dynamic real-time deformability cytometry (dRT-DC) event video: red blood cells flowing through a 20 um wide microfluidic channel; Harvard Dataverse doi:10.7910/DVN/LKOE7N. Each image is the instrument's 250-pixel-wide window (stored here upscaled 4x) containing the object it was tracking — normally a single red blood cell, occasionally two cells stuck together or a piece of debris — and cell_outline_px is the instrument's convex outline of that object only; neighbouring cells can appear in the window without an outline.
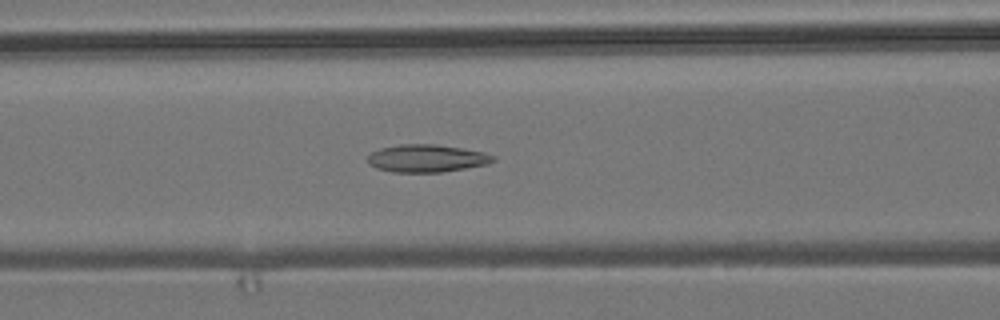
{"species": "common noctule bat (a hibernating species)", "species_latin": "Nyctalus noctula", "temperature_condition": "room temperature", "stored_images_in_passage": 53, "camera_frame_rate_fps": 3000, "um_per_image_px": 0.085, "animal": {"sex": "male", "body_mass_g": 19.2, "forearm_length_mm": 51.8}, "frame": {"image": 1, "passage_image": 22, "time_ms": 7.0, "image_size_px": [1000, 320], "cell_outline_px": [[496, 160], [488, 164], [440, 172], [392, 172], [376, 168], [368, 164], [368, 156], [372, 152], [380, 148], [400, 144], [436, 144], [484, 152], [496, 156]], "centroid_in_image_um": [36.27, 13.45], "position_along_channel_um": 130.3, "area_um2": 20.17}}
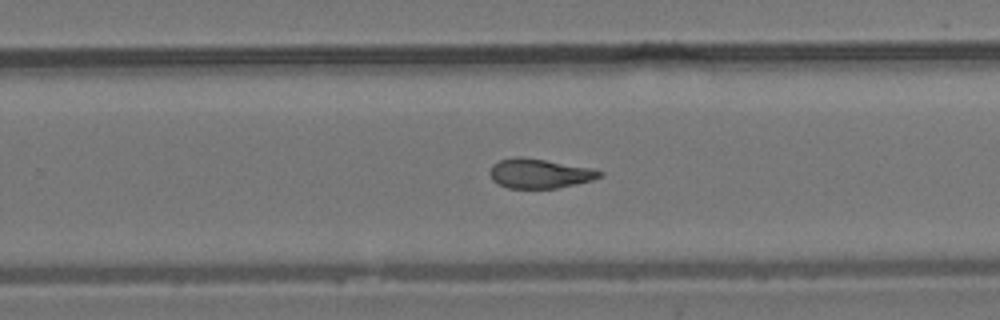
{"frame": {"image": 2, "passage_image": 34, "time_ms": 11.0, "image_size_px": [1000, 320], "cell_outline_px": [[604, 172], [600, 176], [592, 180], [576, 184], [556, 188], [508, 188], [492, 180], [488, 172], [492, 164], [500, 160], [512, 156], [520, 156], [592, 168]], "centroid_in_image_um": [45.82, 14.74], "position_along_channel_um": 284.0, "area_um2": 18.84}}
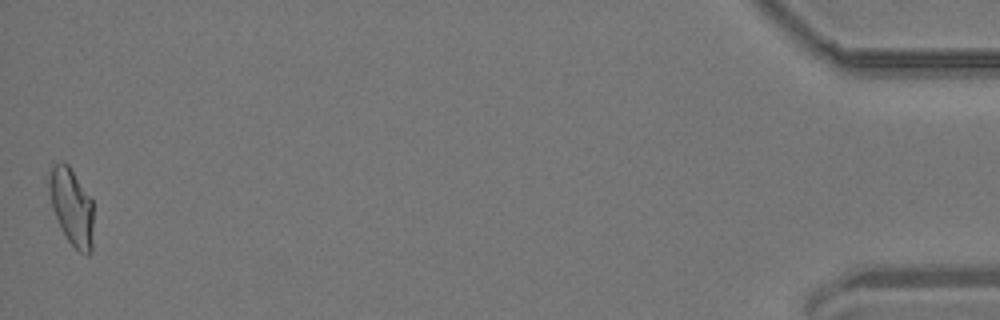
{"frame": {"image": 3, "passage_image": 53, "time_ms": 17.333, "image_size_px": [1000, 320], "cell_outline_px": [[92, 252], [88, 256], [80, 252], [68, 240], [52, 208], [48, 184], [52, 164], [60, 160], [64, 160], [68, 164], [92, 200]], "centroid_in_image_um": [6.09, 17.54], "position_along_channel_um": 429.1, "area_um2": 19.65}, "authors_computed_cell_mechanics": {"area_um2": 19.7676, "velocity_mm_per_s": 3.8517, "shape_relaxation_time_tau1_ms": null, "shape_relaxation_time_tau2_ms": 3.1426, "deformation_change_tau1": null, "deformation_change_tau2": 0.109}}